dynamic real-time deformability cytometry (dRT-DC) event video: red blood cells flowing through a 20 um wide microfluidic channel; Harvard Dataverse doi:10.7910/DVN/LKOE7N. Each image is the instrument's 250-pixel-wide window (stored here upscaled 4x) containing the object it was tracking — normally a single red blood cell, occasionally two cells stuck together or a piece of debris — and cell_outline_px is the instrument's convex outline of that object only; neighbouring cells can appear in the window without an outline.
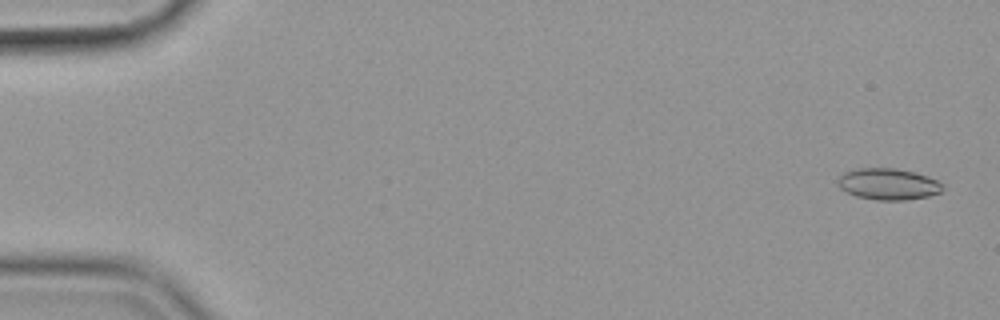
{"species": "common noctule bat (a hibernating species)", "species_latin": "Nyctalus noctula", "temperature_condition": "cold", "stored_images_in_passage": 56, "camera_frame_rate_fps": 3000, "um_per_image_px": 0.085, "animal": {"sex": "female", "body_mass_g": 19.9}, "frame": {"image": 1, "passage_image": 2, "time_ms": 0.333, "image_size_px": [1000, 320], "cell_outline_px": [[944, 188], [940, 192], [928, 196], [904, 200], [876, 200], [856, 196], [840, 188], [836, 184], [840, 176], [844, 172], [856, 168], [896, 168], [912, 172], [936, 180], [944, 184]], "centroid_in_image_um": [75.47, 15.65], "position_along_channel_um": 9.5, "area_um2": 19.07}}
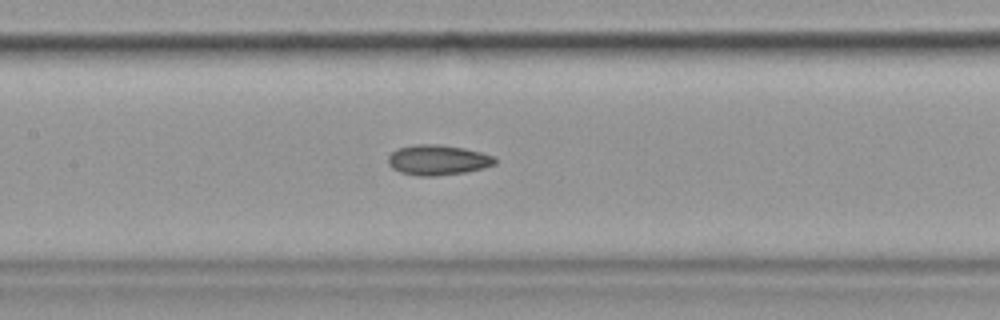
{"frame": {"image": 2, "passage_image": 27, "time_ms": 8.667, "image_size_px": [1000, 320], "cell_outline_px": [[496, 164], [484, 168], [464, 172], [436, 176], [420, 176], [400, 172], [392, 168], [388, 164], [388, 156], [396, 148], [416, 144], [440, 144], [464, 148], [496, 156]], "centroid_in_image_um": [37.21, 13.59], "position_along_channel_um": 170.2, "area_um2": 18.96}}
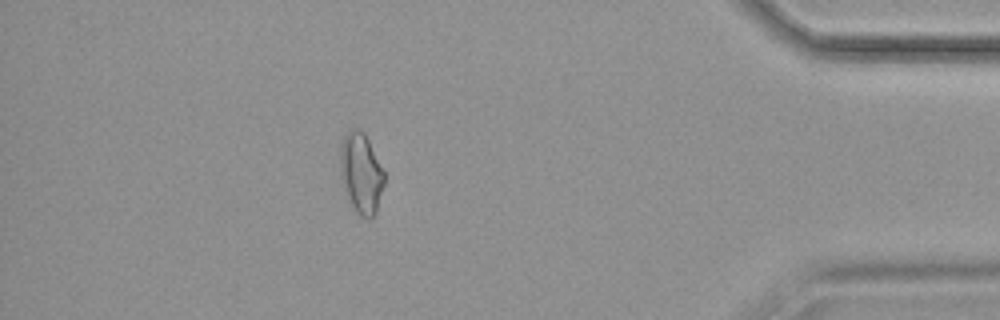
{"frame": {"image": 3, "passage_image": 50, "time_ms": 16.333, "image_size_px": [1000, 320], "cell_outline_px": [[384, 184], [376, 212], [372, 220], [368, 220], [360, 216], [356, 212], [348, 196], [340, 176], [340, 144], [344, 136], [352, 128], [360, 128], [364, 132], [384, 172]], "centroid_in_image_um": [30.69, 14.72], "position_along_channel_um": 404.5, "area_um2": 20.58}, "authors_computed_cell_mechanics": {"area_um2": 18.9295, "velocity_mm_per_s": 3.5923, "shape_relaxation_time_tau1_ms": null, "shape_relaxation_time_tau2_ms": 9.465, "deformation_change_tau1": null, "deformation_change_tau2": 0.179}}